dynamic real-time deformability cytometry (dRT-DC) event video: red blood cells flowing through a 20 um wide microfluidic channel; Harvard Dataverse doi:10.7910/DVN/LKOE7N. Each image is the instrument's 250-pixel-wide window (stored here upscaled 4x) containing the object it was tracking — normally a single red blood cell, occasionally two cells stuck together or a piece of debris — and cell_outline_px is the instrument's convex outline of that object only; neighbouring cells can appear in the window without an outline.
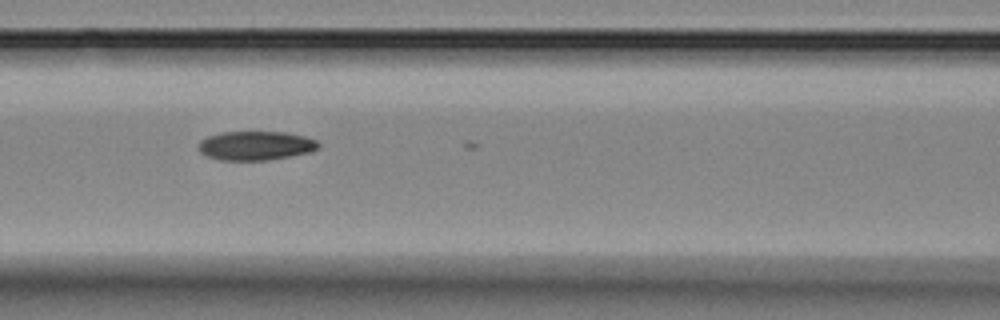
{"species": "Egyptian fruit bat (a non-hibernating species)", "species_latin": "Rousettus aegyptiacus", "temperature_condition": "room temperature", "stored_images_in_passage": 11, "camera_frame_rate_fps": 3000, "um_per_image_px": 0.085, "animal": {"sex": "female"}, "frame": {"image": 1, "passage_image": 10, "time_ms": 11.333, "image_size_px": [1000, 320], "cell_outline_px": [[320, 144], [312, 152], [268, 160], [220, 160], [208, 156], [200, 152], [200, 140], [208, 136], [220, 132], [284, 132], [304, 136], [316, 140]], "centroid_in_image_um": [21.74, 12.38], "position_along_channel_um": 144.9, "area_um2": 20.17}}